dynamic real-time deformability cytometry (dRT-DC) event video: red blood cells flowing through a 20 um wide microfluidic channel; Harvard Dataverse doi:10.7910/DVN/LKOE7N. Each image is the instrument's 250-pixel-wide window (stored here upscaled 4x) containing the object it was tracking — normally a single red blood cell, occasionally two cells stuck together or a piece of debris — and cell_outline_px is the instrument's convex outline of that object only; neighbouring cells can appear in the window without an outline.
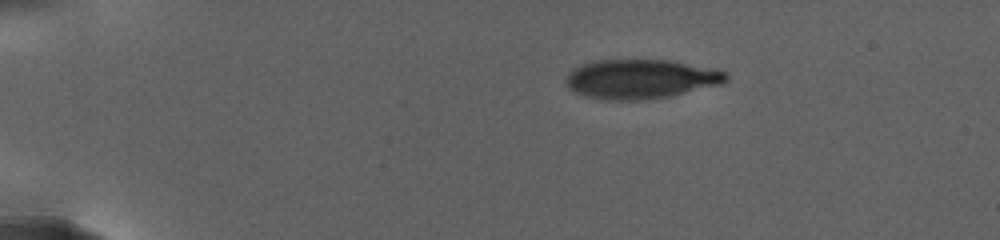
{"species": "human", "species_latin": "Homo sapiens", "temperature_condition": "warm", "stored_images_in_passage": 14, "camera_frame_rate_fps": 3000, "um_per_image_px": 0.085, "donor": {"sex": "female"}, "frame": {"image": 1, "passage_image": 1, "time_ms": 0.0, "image_size_px": [1000, 240], "cell_outline_px": [[728, 80], [720, 84], [668, 96], [644, 100], [608, 100], [588, 96], [576, 92], [568, 88], [564, 84], [564, 80], [568, 72], [572, 68], [592, 60], [668, 60], [720, 68], [728, 72]], "centroid_in_image_um": [54.46, 6.7], "position_along_channel_um": 30.5, "area_um2": 37.05}}